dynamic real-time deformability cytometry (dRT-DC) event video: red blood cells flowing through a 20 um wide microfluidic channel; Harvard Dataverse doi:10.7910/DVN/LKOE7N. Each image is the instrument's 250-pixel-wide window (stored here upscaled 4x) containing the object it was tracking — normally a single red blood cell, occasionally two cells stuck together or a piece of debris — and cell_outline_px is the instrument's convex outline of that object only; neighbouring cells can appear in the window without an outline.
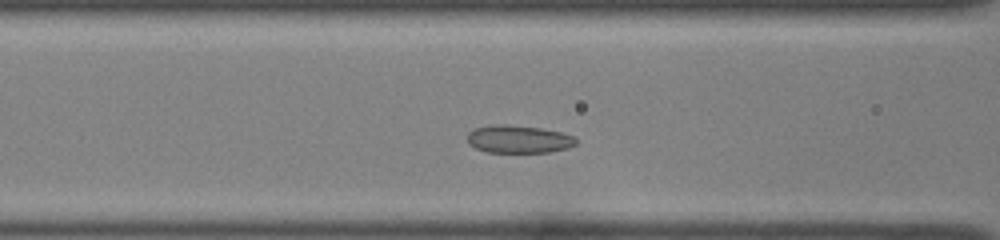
{"species": "common noctule bat (a hibernating species)", "species_latin": "Nyctalus noctula", "temperature_condition": "room temperature", "stored_images_in_passage": 38, "camera_frame_rate_fps": 3000, "um_per_image_px": 0.085, "animal": {"sex": "female", "body_mass_g": 22.0, "forearm_length_mm": 56.7}, "frame": {"image": 1, "passage_image": 10, "time_ms": 3.0, "image_size_px": [1000, 240], "cell_outline_px": [[576, 144], [568, 148], [548, 152], [488, 152], [476, 148], [468, 144], [468, 132], [476, 128], [500, 124], [504, 124], [540, 128], [560, 132], [576, 136]], "centroid_in_image_um": [44.1, 11.83], "position_along_channel_um": 122.5, "area_um2": 17.46}}
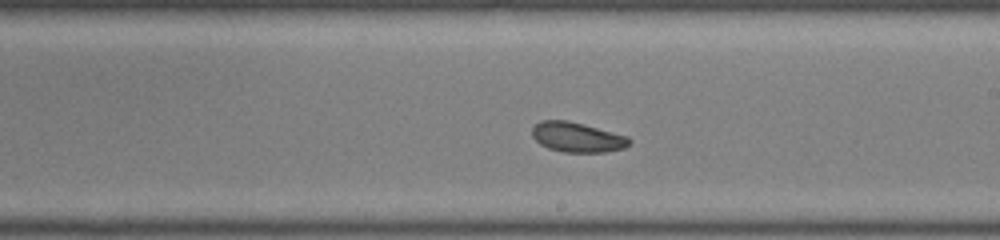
{"frame": {"image": 2, "passage_image": 19, "time_ms": 6.0, "image_size_px": [1000, 240], "cell_outline_px": [[632, 140], [624, 148], [604, 152], [564, 152], [548, 148], [540, 144], [532, 136], [532, 128], [540, 120], [564, 120], [628, 136]], "centroid_in_image_um": [49.04, 11.67], "position_along_channel_um": 240.0, "area_um2": 16.65}}
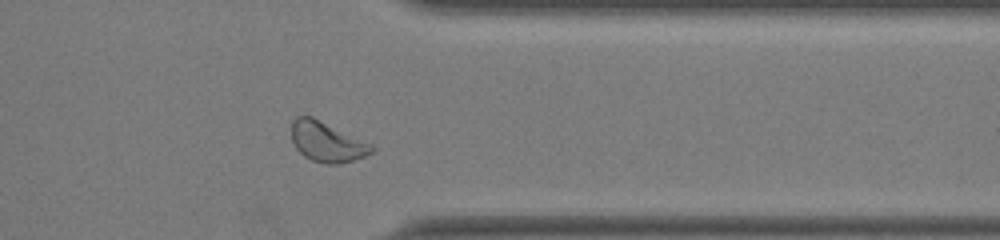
{"frame": {"image": 3, "passage_image": 30, "time_ms": 9.667, "image_size_px": [1000, 240], "cell_outline_px": [[372, 152], [364, 156], [352, 160], [336, 164], [324, 164], [312, 160], [304, 156], [296, 148], [292, 140], [292, 120], [296, 116], [312, 116], [372, 144]], "centroid_in_image_um": [27.75, 12.05], "position_along_channel_um": 383.6, "area_um2": 18.5}, "authors_computed_cell_mechanics": {"area_um2": 17.4267, "velocity_mm_per_s": 3.9359, "shape_relaxation_time_tau1_ms": 2.9863, "shape_relaxation_time_tau2_ms": 1.7137, "deformation_change_tau1": 0.1014, "deformation_change_tau2": 0.0584}}